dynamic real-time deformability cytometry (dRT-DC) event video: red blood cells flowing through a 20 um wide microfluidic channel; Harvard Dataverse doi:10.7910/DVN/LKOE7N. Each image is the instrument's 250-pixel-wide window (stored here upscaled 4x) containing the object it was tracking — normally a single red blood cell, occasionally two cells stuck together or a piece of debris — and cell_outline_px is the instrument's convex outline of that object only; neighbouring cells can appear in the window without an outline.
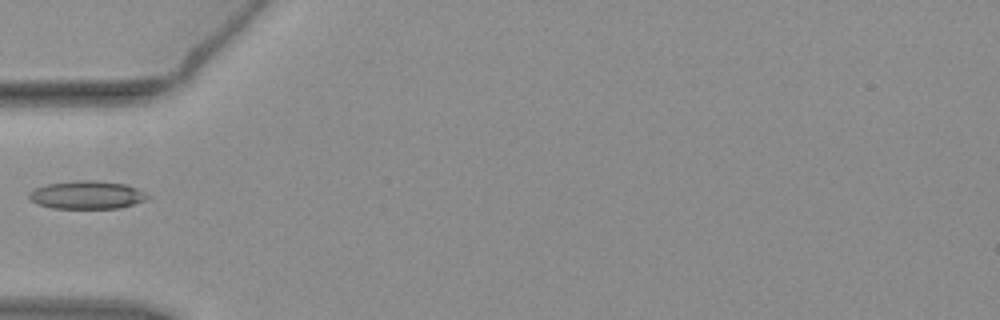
{"species": "common noctule bat (a hibernating species)", "species_latin": "Nyctalus noctula", "temperature_condition": "warm", "stored_images_in_passage": 37, "camera_frame_rate_fps": 3000, "um_per_image_px": 0.085, "animal": {"sex": "female", "body_mass_g": 19.3, "forearm_length_mm": 54.1}, "frame": {"image": 1, "passage_image": 1, "time_ms": 0.0, "image_size_px": [1000, 320], "cell_outline_px": [[148, 196], [144, 200], [120, 208], [52, 208], [36, 204], [28, 196], [28, 192], [36, 188], [48, 184], [80, 180], [100, 180], [124, 184], [136, 188], [144, 192]], "centroid_in_image_um": [7.35, 16.56], "position_along_channel_um": 77.6, "area_um2": 19.19}}
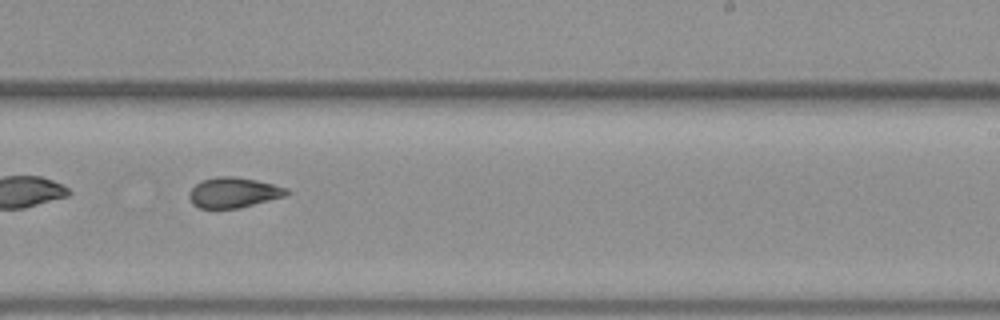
{"frame": {"image": 2, "passage_image": 16, "time_ms": 5.0, "image_size_px": [1000, 320], "cell_outline_px": [[292, 192], [288, 196], [240, 208], [200, 208], [192, 204], [188, 196], [188, 192], [200, 180], [220, 176], [232, 176], [256, 180], [288, 188]], "centroid_in_image_um": [19.88, 16.37], "position_along_channel_um": 269.1, "area_um2": 17.46}}